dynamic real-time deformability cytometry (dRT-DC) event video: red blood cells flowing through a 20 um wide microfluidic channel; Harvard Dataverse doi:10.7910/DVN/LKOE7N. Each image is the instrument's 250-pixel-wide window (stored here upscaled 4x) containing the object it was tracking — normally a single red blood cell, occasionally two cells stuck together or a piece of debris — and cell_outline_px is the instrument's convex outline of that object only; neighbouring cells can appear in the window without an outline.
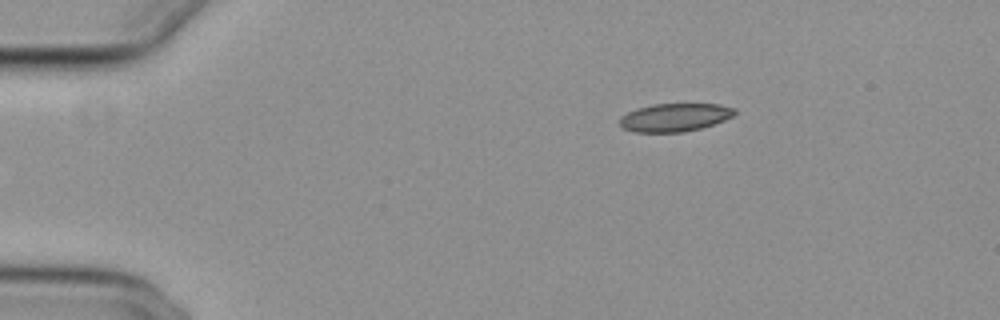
{"species": "common noctule bat (a hibernating species)", "species_latin": "Nyctalus noctula", "temperature_condition": "cold", "stored_images_in_passage": 47, "camera_frame_rate_fps": 3000, "um_per_image_px": 0.085, "animal": {"sex": "female", "body_mass_g": 29.2, "forearm_length_mm": 56.3}, "frame": {"image": 1, "passage_image": 1, "time_ms": 0.0, "image_size_px": [1000, 320], "cell_outline_px": [[736, 112], [732, 116], [724, 120], [700, 128], [684, 132], [632, 132], [624, 128], [620, 124], [620, 116], [636, 108], [652, 104], [720, 104], [736, 108]], "centroid_in_image_um": [57.34, 9.97], "position_along_channel_um": 27.7, "area_um2": 18.84}}
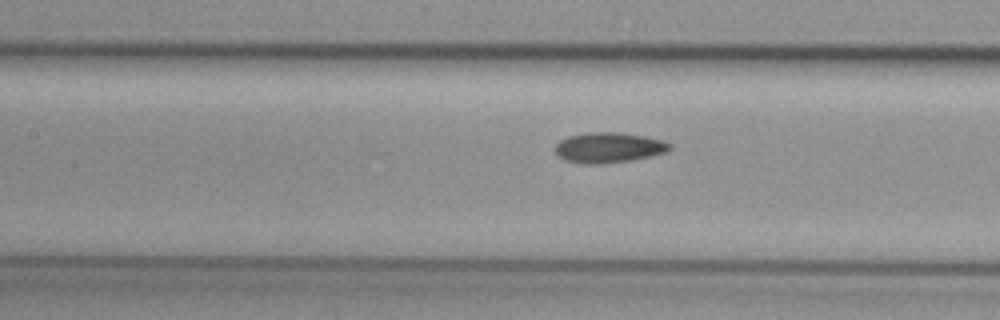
{"frame": {"image": 2, "passage_image": 17, "time_ms": 5.333, "image_size_px": [1000, 320], "cell_outline_px": [[672, 148], [668, 152], [628, 160], [600, 164], [584, 164], [564, 160], [556, 156], [556, 144], [560, 140], [568, 136], [588, 132], [620, 132], [644, 136], [664, 140], [672, 144]], "centroid_in_image_um": [51.73, 12.53], "position_along_channel_um": 155.7, "area_um2": 20.35}}
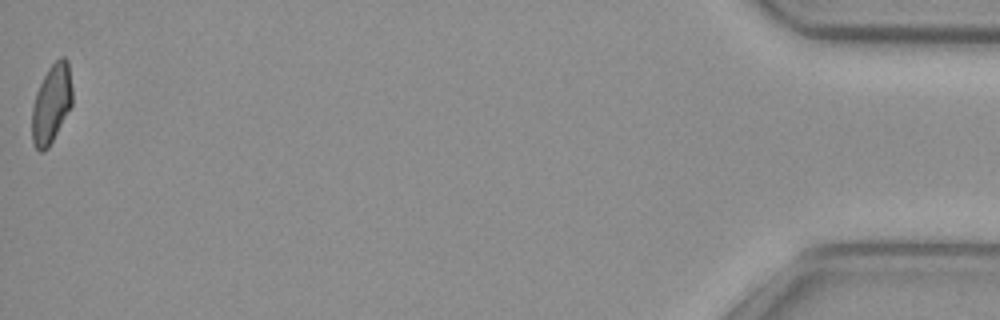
{"frame": {"image": 3, "passage_image": 47, "time_ms": 15.333, "image_size_px": [1000, 320], "cell_outline_px": [[72, 104], [48, 148], [44, 152], [40, 152], [32, 144], [32, 108], [36, 92], [48, 68], [60, 56], [64, 56], [68, 60], [72, 88]], "centroid_in_image_um": [4.37, 8.81], "position_along_channel_um": 430.8, "area_um2": 18.5}, "authors_computed_cell_mechanics": {"area_um2": 19.4786, "velocity_mm_per_s": 3.7326, "shape_relaxation_time_tau1_ms": null, "shape_relaxation_time_tau2_ms": 4.3507, "deformation_change_tau1": null, "deformation_change_tau2": 0.0852}}